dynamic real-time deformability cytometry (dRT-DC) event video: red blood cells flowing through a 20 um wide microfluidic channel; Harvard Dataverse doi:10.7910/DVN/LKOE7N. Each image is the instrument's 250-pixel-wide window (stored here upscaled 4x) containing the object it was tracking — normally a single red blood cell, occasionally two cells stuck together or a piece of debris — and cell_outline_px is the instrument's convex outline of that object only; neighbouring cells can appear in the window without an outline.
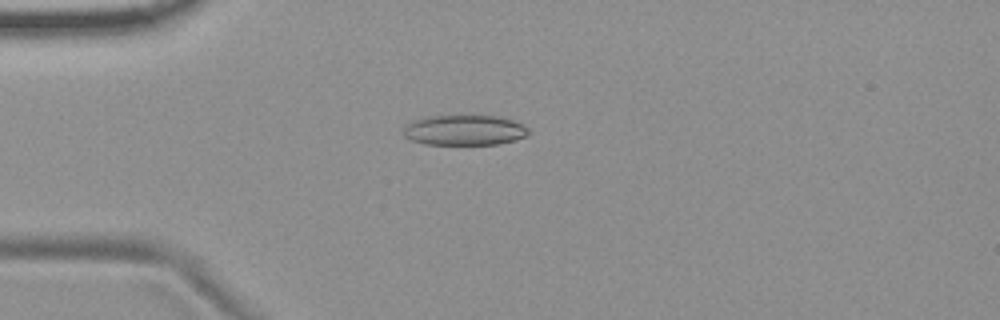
{"species": "common noctule bat (a hibernating species)", "species_latin": "Nyctalus noctula", "temperature_condition": "room temperature", "stored_images_in_passage": 49, "camera_frame_rate_fps": 3000, "um_per_image_px": 0.085, "animal": {"sex": "female", "body_mass_g": 19.9}, "frame": {"image": 1, "passage_image": 9, "time_ms": 2.667, "image_size_px": [1000, 320], "cell_outline_px": [[532, 132], [528, 136], [516, 140], [496, 144], [424, 144], [412, 140], [404, 136], [404, 124], [412, 120], [424, 116], [500, 116], [524, 124]], "centroid_in_image_um": [39.5, 11.06], "position_along_channel_um": 45.5, "area_um2": 22.37}}
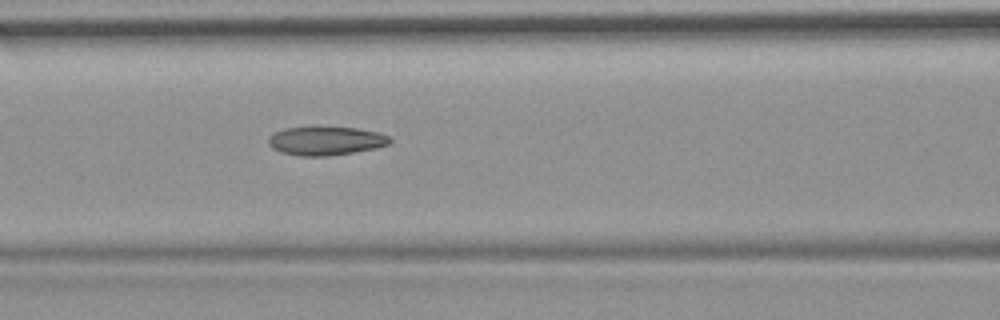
{"frame": {"image": 2, "passage_image": 18, "time_ms": 5.667, "image_size_px": [1000, 320], "cell_outline_px": [[392, 140], [388, 144], [376, 148], [328, 156], [300, 156], [280, 152], [272, 148], [268, 144], [268, 136], [284, 128], [312, 124], [356, 128], [380, 132], [388, 136]], "centroid_in_image_um": [27.65, 11.92], "position_along_channel_um": 139.0, "area_um2": 21.1}}
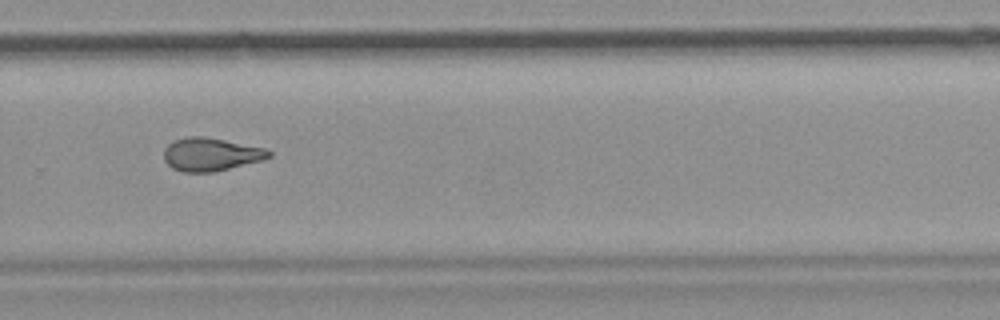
{"frame": {"image": 3, "passage_image": 32, "time_ms": 10.333, "image_size_px": [1000, 320], "cell_outline_px": [[272, 156], [264, 160], [212, 172], [184, 172], [172, 168], [164, 160], [164, 148], [168, 144], [176, 140], [188, 136], [204, 136], [264, 148], [272, 152]], "centroid_in_image_um": [17.92, 13.12], "position_along_channel_um": 311.9, "area_um2": 20.17}, "authors_computed_cell_mechanics": {"area_um2": 20.6346, "velocity_mm_per_s": 3.7244, "shape_relaxation_time_tau1_ms": null, "shape_relaxation_time_tau2_ms": 3.9299, "deformation_change_tau1": null, "deformation_change_tau2": 0.1146}}